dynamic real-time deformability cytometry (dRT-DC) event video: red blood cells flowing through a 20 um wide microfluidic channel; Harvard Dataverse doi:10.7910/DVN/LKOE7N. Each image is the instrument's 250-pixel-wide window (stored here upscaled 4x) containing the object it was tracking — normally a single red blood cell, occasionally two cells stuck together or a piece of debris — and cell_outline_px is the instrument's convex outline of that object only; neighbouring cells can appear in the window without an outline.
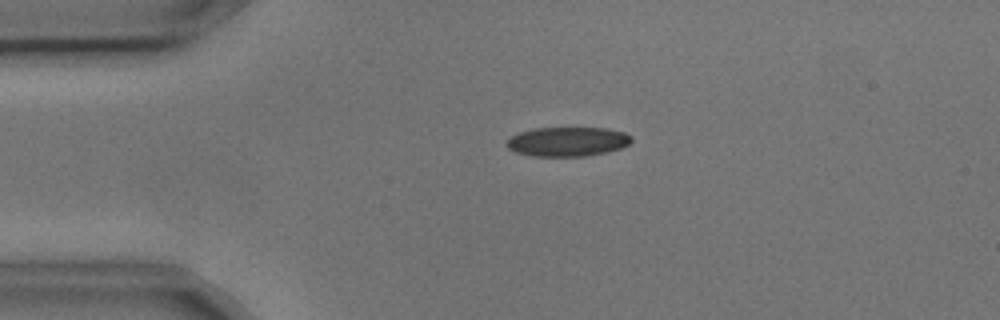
{"species": "common noctule bat (a hibernating species)", "species_latin": "Nyctalus noctula", "temperature_condition": "cold", "stored_images_in_passage": 2, "camera_frame_rate_fps": 3000, "um_per_image_px": 0.085, "animal": {"sex": "male", "body_mass_g": 17.9, "forearm_length_mm": 54.2}, "frame": {"image": 1, "passage_image": 1, "time_ms": 0.0, "image_size_px": [1000, 320], "cell_outline_px": [[632, 140], [628, 144], [620, 148], [608, 152], [584, 156], [532, 156], [516, 152], [508, 148], [504, 144], [512, 136], [520, 132], [536, 128], [608, 128], [624, 132], [632, 136]], "centroid_in_image_um": [48.25, 12.04], "position_along_channel_um": 36.7, "area_um2": 21.33}}